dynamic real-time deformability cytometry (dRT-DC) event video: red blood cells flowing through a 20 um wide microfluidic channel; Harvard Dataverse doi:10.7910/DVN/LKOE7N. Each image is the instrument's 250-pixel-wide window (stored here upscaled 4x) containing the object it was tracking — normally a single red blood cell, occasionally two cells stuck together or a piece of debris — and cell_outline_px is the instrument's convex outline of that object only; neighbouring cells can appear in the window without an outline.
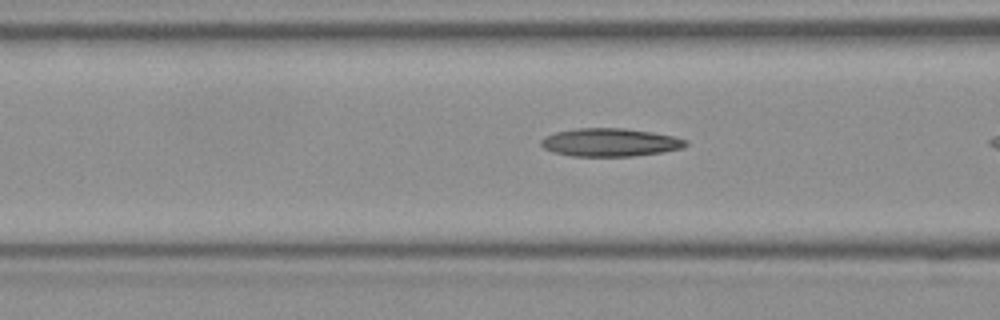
{"species": "Egyptian fruit bat (a non-hibernating species)", "species_latin": "Rousettus aegyptiacus", "temperature_condition": "room temperature", "stored_images_in_passage": 7, "camera_frame_rate_fps": 3000, "um_per_image_px": 0.085, "frame": {"image": 1, "passage_image": 5, "time_ms": 1.333, "image_size_px": [1000, 320], "cell_outline_px": [[688, 144], [684, 148], [664, 152], [632, 156], [572, 156], [552, 152], [544, 148], [540, 144], [540, 140], [556, 132], [576, 128], [624, 128], [652, 132], [672, 136], [688, 140]], "centroid_in_image_um": [51.88, 12.1], "position_along_channel_um": 114.7, "area_um2": 23.76}}